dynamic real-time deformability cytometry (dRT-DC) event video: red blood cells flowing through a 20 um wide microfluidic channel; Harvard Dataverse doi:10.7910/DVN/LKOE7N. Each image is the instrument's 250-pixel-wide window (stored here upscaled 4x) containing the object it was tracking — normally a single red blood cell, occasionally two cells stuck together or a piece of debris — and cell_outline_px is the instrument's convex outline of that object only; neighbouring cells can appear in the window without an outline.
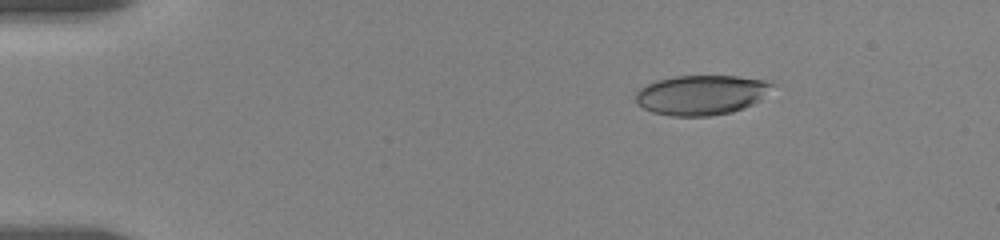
{"species": "human", "species_latin": "Homo sapiens", "temperature_condition": "room temperature", "stored_images_in_passage": 16, "camera_frame_rate_fps": 3000, "um_per_image_px": 0.085, "donor": {"sex": "female"}, "frame": {"image": 1, "passage_image": 4, "time_ms": 2.333, "image_size_px": [1000, 240], "cell_outline_px": [[780, 84], [760, 100], [744, 108], [732, 112], [708, 116], [672, 116], [652, 112], [636, 104], [636, 92], [640, 88], [656, 80], [676, 76], [736, 76], [768, 80]], "centroid_in_image_um": [59.68, 8.06], "position_along_channel_um": 25.3, "area_um2": 32.08}}
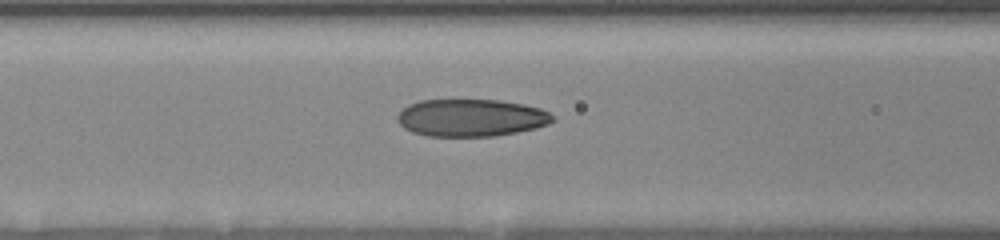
{"frame": {"image": 2, "passage_image": 11, "time_ms": 7.333, "image_size_px": [1000, 240], "cell_outline_px": [[556, 120], [548, 124], [536, 128], [496, 136], [428, 136], [412, 132], [404, 128], [396, 120], [396, 116], [408, 104], [420, 100], [500, 100], [524, 104], [540, 108], [548, 112]], "centroid_in_image_um": [40.03, 10.01], "position_along_channel_um": 126.6, "area_um2": 33.93}}
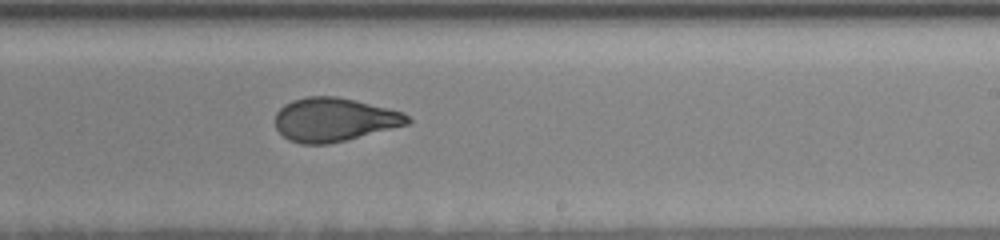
{"frame": {"image": 3, "passage_image": 16, "time_ms": 11.0, "image_size_px": [1000, 240], "cell_outline_px": [[412, 120], [408, 124], [328, 144], [300, 144], [288, 140], [276, 128], [276, 112], [284, 104], [292, 100], [308, 96], [336, 96], [388, 108], [404, 112]], "centroid_in_image_um": [28.38, 10.16], "position_along_channel_um": 260.6, "area_um2": 33.41}}